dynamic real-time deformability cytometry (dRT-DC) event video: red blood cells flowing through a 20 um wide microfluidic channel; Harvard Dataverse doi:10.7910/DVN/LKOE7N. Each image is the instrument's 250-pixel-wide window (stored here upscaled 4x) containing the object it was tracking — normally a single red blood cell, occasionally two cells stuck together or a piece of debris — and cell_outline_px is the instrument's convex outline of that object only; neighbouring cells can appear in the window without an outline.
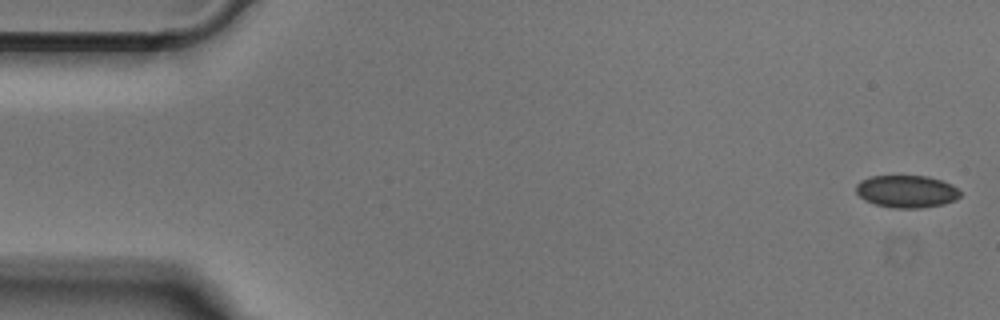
{"species": "Egyptian fruit bat (a non-hibernating species)", "species_latin": "Rousettus aegyptiacus", "temperature_condition": "cold", "stored_images_in_passage": 51, "camera_frame_rate_fps": 3000, "um_per_image_px": 0.085, "animal": {"sex": "male"}, "frame": {"image": 1, "passage_image": 1, "time_ms": 0.0, "image_size_px": [1000, 320], "cell_outline_px": [[960, 196], [956, 200], [944, 204], [920, 208], [892, 208], [876, 204], [864, 200], [856, 192], [856, 184], [860, 180], [868, 176], [928, 176], [952, 184], [960, 192]], "centroid_in_image_um": [77.05, 16.27], "position_along_channel_um": 8.0, "area_um2": 19.77}}
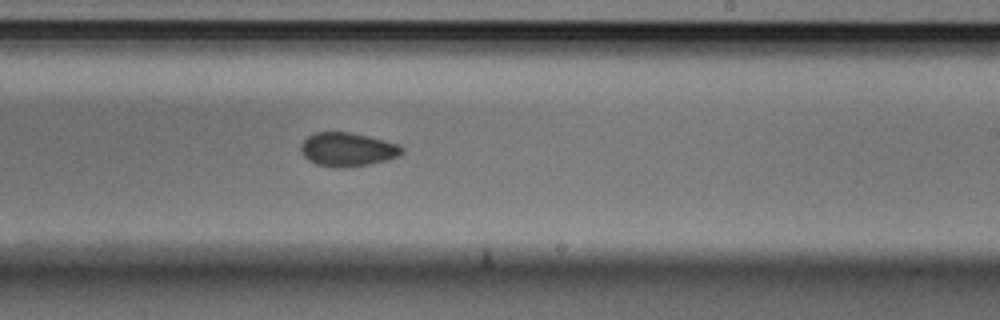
{"frame": {"image": 2, "passage_image": 30, "time_ms": 9.667, "image_size_px": [1000, 320], "cell_outline_px": [[404, 152], [400, 156], [388, 160], [368, 164], [344, 168], [336, 168], [316, 164], [308, 160], [304, 156], [300, 148], [300, 144], [308, 136], [316, 132], [352, 132], [400, 144], [404, 148]], "centroid_in_image_um": [29.57, 12.7], "position_along_channel_um": 259.4, "area_um2": 20.11}}
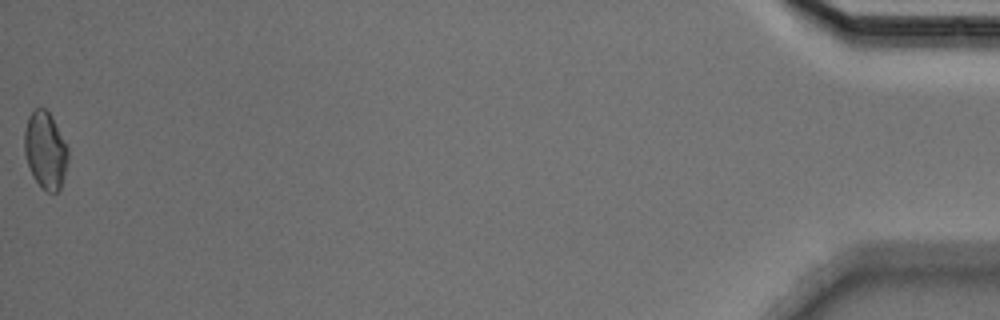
{"frame": {"image": 3, "passage_image": 51, "time_ms": 16.667, "image_size_px": [1000, 320], "cell_outline_px": [[68, 160], [64, 176], [60, 188], [56, 192], [48, 192], [32, 176], [24, 152], [24, 132], [28, 116], [36, 108], [44, 108], [48, 112], [68, 148]], "centroid_in_image_um": [3.84, 12.78], "position_along_channel_um": 431.4, "area_um2": 19.19}}